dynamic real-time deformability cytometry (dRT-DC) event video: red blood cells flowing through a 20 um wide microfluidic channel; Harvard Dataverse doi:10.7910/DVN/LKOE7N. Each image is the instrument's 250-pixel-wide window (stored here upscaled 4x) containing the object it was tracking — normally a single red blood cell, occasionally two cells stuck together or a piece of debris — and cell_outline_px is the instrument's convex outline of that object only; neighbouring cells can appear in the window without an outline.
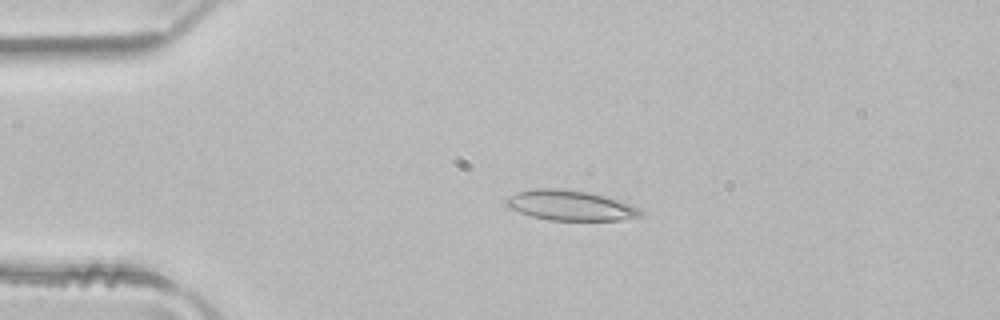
{"species": "common noctule bat (a hibernating species)", "species_latin": "Nyctalus noctula", "temperature_condition": "room temperature", "stored_images_in_passage": 2, "camera_frame_rate_fps": 3000, "um_per_image_px": 0.085, "animal": {"sex": "male", "body_mass_g": 21.5, "forearm_length_mm": 52.0}, "frame": {"image": 1, "passage_image": 1, "time_ms": 0.0, "image_size_px": [1000, 320], "cell_outline_px": [[644, 216], [620, 220], [548, 220], [532, 216], [520, 212], [512, 208], [504, 200], [508, 196], [516, 192], [536, 188], [564, 188], [588, 192], [604, 196], [616, 200], [636, 208], [644, 212]], "centroid_in_image_um": [48.45, 17.45], "position_along_channel_um": 36.5, "area_um2": 23.35}}